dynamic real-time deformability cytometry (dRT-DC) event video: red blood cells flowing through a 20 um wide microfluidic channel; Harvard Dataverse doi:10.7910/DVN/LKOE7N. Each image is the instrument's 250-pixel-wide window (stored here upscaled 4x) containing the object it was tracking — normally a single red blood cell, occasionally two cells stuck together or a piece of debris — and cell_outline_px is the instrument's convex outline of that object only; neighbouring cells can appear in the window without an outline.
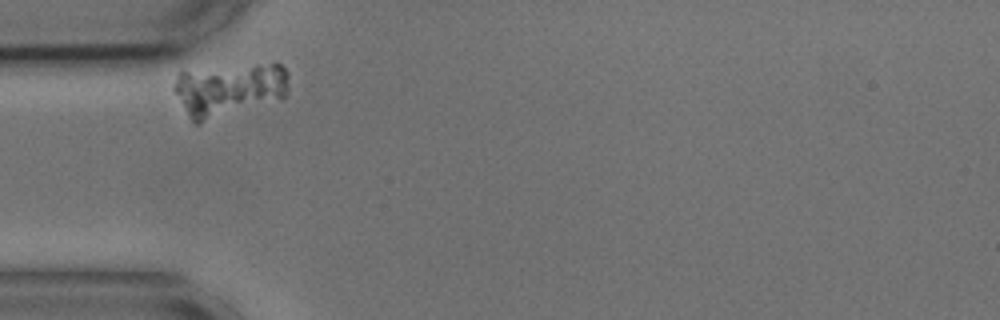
{"species": "common noctule bat (a hibernating species)", "species_latin": "Nyctalus noctula", "temperature_condition": "cold", "stored_images_in_passage": 34, "camera_frame_rate_fps": 3000, "um_per_image_px": 0.085, "animal": {"sex": "male", "body_mass_g": 17.9, "forearm_length_mm": 54.2}, "frame": {"image": 1, "passage_image": 3, "time_ms": 0.667, "image_size_px": [1000, 320], "cell_outline_px": [[288, 92], [280, 100], [200, 124], [196, 124], [192, 120], [172, 88], [176, 76], [180, 72], [272, 64], [280, 64], [288, 72]], "centroid_in_image_um": [19.51, 7.66], "position_along_channel_um": 65.5, "area_um2": 35.08}}
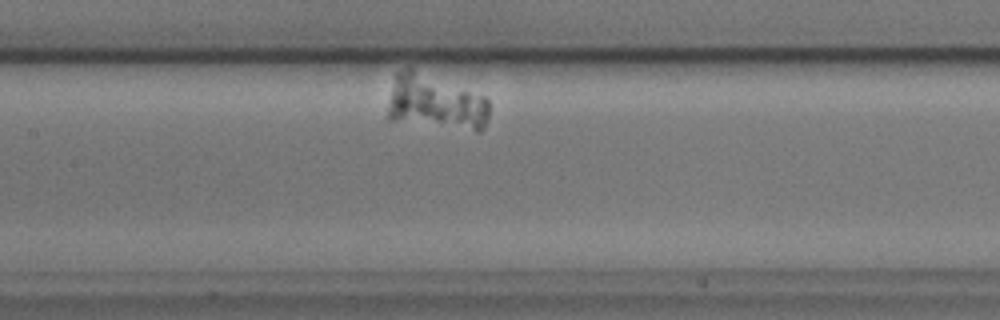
{"frame": {"image": 2, "passage_image": 14, "time_ms": 4.333, "image_size_px": [1000, 320], "cell_outline_px": [[488, 116], [484, 128], [480, 132], [476, 132], [388, 120], [388, 108], [396, 72], [408, 68], [412, 68], [484, 96], [488, 100]], "centroid_in_image_um": [37.04, 8.74], "position_along_channel_um": 170.4, "area_um2": 32.48}}
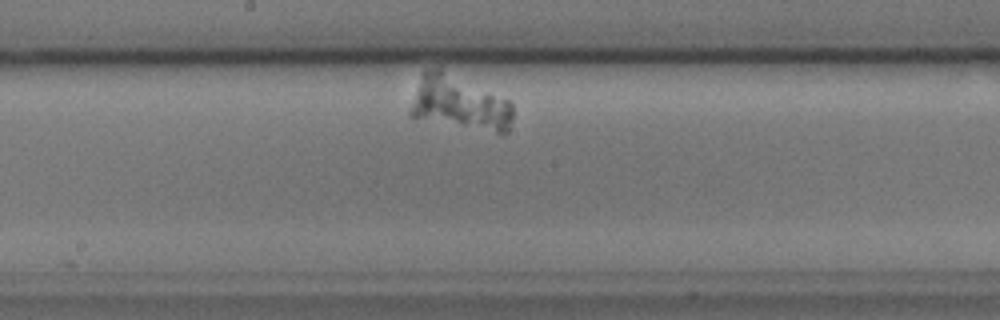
{"frame": {"image": 3, "passage_image": 18, "time_ms": 5.667, "image_size_px": [1000, 320], "cell_outline_px": [[512, 120], [508, 132], [496, 132], [408, 116], [408, 112], [424, 72], [428, 68], [440, 68], [508, 100], [512, 104]], "centroid_in_image_um": [39.07, 8.75], "position_along_channel_um": 209.1, "area_um2": 31.15}}